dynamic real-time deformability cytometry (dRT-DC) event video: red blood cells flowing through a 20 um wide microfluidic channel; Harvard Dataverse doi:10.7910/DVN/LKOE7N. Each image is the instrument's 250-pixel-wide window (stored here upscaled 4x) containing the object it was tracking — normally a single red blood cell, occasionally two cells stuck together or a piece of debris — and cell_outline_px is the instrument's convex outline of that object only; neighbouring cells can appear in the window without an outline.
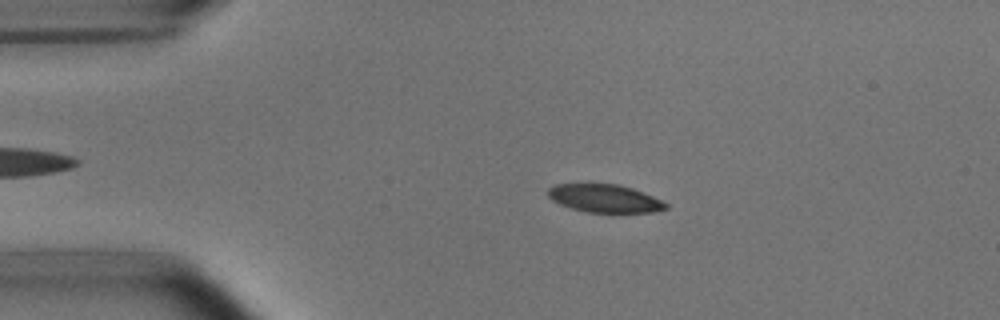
{"species": "common noctule bat (a hibernating species)", "species_latin": "Nyctalus noctula", "temperature_condition": "room temperature", "stored_images_in_passage": 44, "camera_frame_rate_fps": 3000, "um_per_image_px": 0.085, "animal": {"sex": "male", "body_mass_g": 15.6}, "frame": {"image": 1, "passage_image": 1, "time_ms": 0.0, "image_size_px": [1000, 320], "cell_outline_px": [[668, 208], [652, 212], [588, 212], [572, 208], [560, 204], [552, 200], [548, 196], [548, 188], [556, 184], [616, 184], [632, 188], [652, 196], [668, 204]], "centroid_in_image_um": [51.38, 16.86], "position_along_channel_um": 33.6, "area_um2": 18.96}}
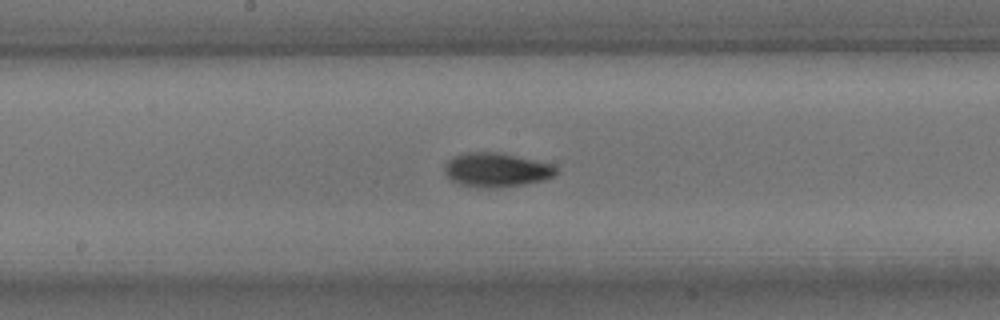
{"frame": {"image": 2, "passage_image": 18, "time_ms": 5.667, "image_size_px": [1000, 320], "cell_outline_px": [[560, 172], [544, 180], [504, 188], [488, 188], [460, 184], [452, 180], [444, 172], [444, 168], [448, 160], [452, 156], [464, 152], [500, 152], [552, 164]], "centroid_in_image_um": [42.2, 14.44], "position_along_channel_um": 206.0, "area_um2": 22.31}}
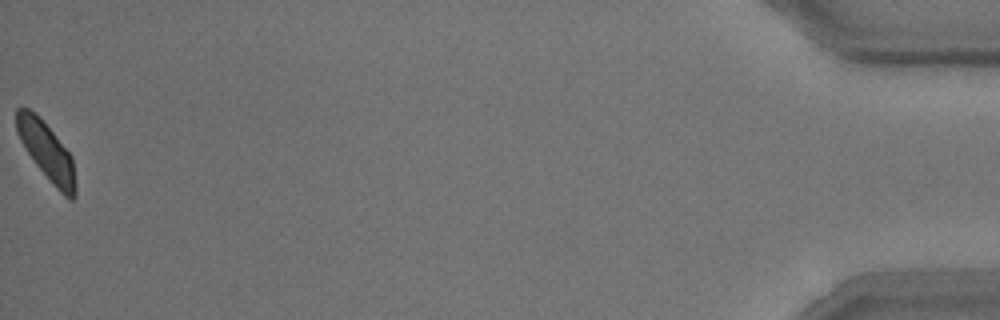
{"frame": {"image": 3, "passage_image": 44, "time_ms": 14.333, "image_size_px": [1000, 320], "cell_outline_px": [[76, 196], [72, 200], [68, 200], [56, 188], [36, 164], [20, 140], [16, 128], [16, 108], [28, 108], [52, 132], [72, 156], [76, 184]], "centroid_in_image_um": [3.99, 12.93], "position_along_channel_um": 431.2, "area_um2": 19.31}, "authors_computed_cell_mechanics": {"area_um2": 20.6924, "velocity_mm_per_s": 3.7271, "shape_relaxation_time_tau1_ms": 3.4022, "shape_relaxation_time_tau2_ms": 2.4044, "deformation_change_tau1": 0.1207, "deformation_change_tau2": 0.0579}}